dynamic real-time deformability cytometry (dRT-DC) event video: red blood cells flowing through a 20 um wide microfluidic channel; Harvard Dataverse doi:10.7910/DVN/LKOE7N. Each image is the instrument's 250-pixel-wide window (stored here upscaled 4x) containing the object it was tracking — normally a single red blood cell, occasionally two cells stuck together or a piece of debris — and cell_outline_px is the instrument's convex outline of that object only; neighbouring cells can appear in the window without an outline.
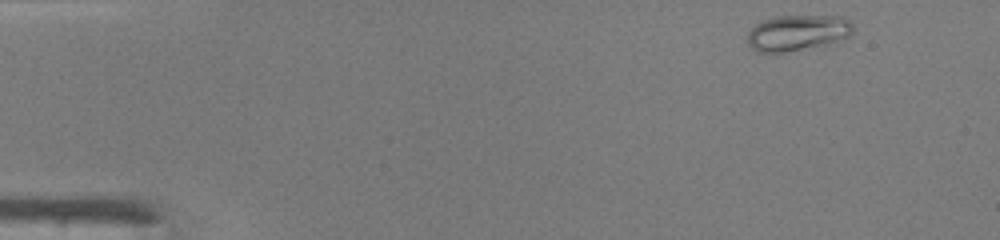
{"species": "common noctule bat (a hibernating species)", "species_latin": "Nyctalus noctula", "temperature_condition": "warm", "stored_images_in_passage": 45, "camera_frame_rate_fps": 3000, "um_per_image_px": 0.085, "animal": {"sex": "male", "body_mass_g": 19.0, "forearm_length_mm": 50.8}, "frame": {"image": 1, "passage_image": 2, "time_ms": 0.333, "image_size_px": [1000, 240], "cell_outline_px": [[852, 32], [848, 36], [836, 40], [784, 52], [756, 52], [748, 44], [748, 32], [756, 24], [764, 20], [776, 16], [844, 16], [852, 24]], "centroid_in_image_um": [67.74, 2.76], "position_along_channel_um": 17.3, "area_um2": 21.39}}
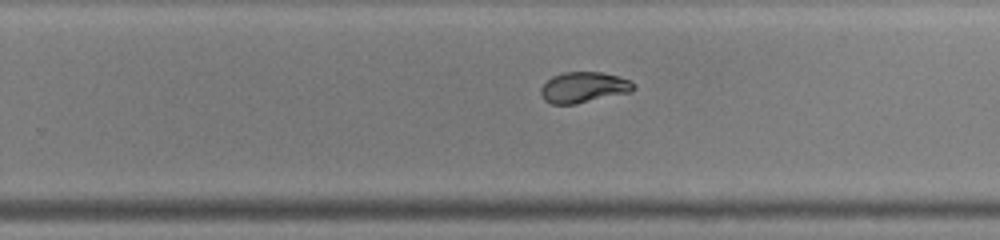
{"frame": {"image": 2, "passage_image": 28, "time_ms": 9.0, "image_size_px": [1000, 240], "cell_outline_px": [[636, 88], [632, 92], [576, 104], [552, 104], [544, 100], [540, 92], [540, 88], [552, 76], [564, 72], [600, 72], [620, 76], [628, 80]], "centroid_in_image_um": [49.61, 7.43], "position_along_channel_um": 280.2, "area_um2": 16.65}}
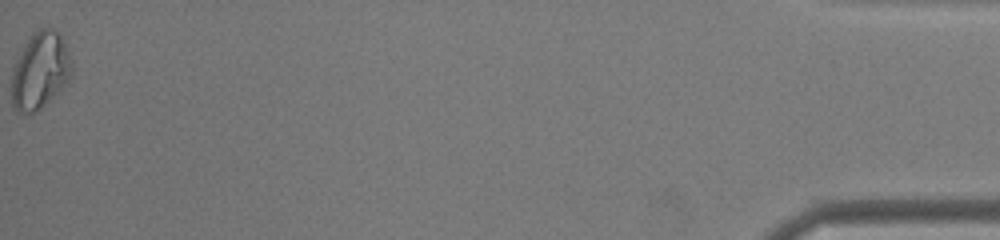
{"frame": {"image": 3, "passage_image": 45, "time_ms": 14.667, "image_size_px": [1000, 240], "cell_outline_px": [[72, 72], [68, 80], [40, 108], [32, 112], [16, 112], [12, 108], [12, 72], [16, 60], [28, 40], [36, 28], [52, 28], [60, 36], [72, 60]], "centroid_in_image_um": [3.39, 5.99], "position_along_channel_um": 431.8, "area_um2": 26.24}, "authors_computed_cell_mechanics": {"area_um2": 18.0336, "velocity_mm_per_s": 4.3222, "shape_relaxation_time_tau1_ms": 4.6714, "shape_relaxation_time_tau2_ms": null, "deformation_change_tau1": 0.2129, "deformation_change_tau2": null}}